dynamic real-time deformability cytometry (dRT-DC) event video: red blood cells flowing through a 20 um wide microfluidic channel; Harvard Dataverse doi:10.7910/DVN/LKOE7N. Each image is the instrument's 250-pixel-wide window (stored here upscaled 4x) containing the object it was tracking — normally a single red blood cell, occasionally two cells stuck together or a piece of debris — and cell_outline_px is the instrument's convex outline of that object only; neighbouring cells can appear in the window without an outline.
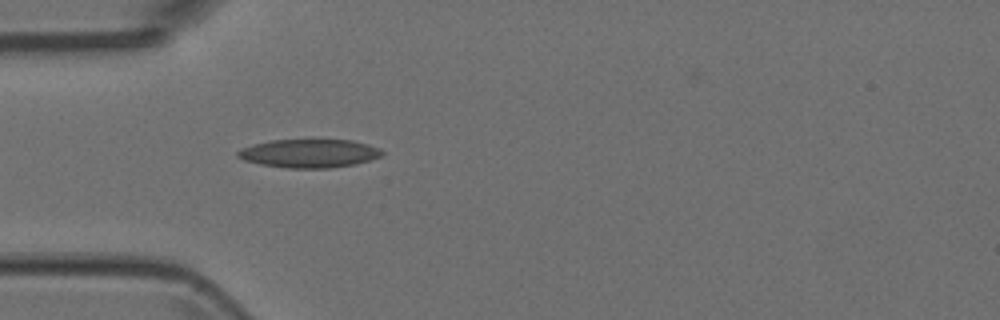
{"species": "Egyptian fruit bat (a non-hibernating species)", "species_latin": "Rousettus aegyptiacus", "temperature_condition": "room temperature", "stored_images_in_passage": 5, "camera_frame_rate_fps": 3000, "um_per_image_px": 0.085, "animal": {"sex": "female"}, "frame": {"image": 1, "passage_image": 5, "time_ms": 1.333, "image_size_px": [1000, 320], "cell_outline_px": [[384, 156], [356, 164], [332, 168], [288, 168], [260, 164], [244, 160], [236, 156], [236, 152], [240, 148], [252, 144], [272, 140], [352, 140], [368, 144], [380, 148], [384, 152]], "centroid_in_image_um": [26.3, 13.04], "position_along_channel_um": 58.7, "area_um2": 24.16}}